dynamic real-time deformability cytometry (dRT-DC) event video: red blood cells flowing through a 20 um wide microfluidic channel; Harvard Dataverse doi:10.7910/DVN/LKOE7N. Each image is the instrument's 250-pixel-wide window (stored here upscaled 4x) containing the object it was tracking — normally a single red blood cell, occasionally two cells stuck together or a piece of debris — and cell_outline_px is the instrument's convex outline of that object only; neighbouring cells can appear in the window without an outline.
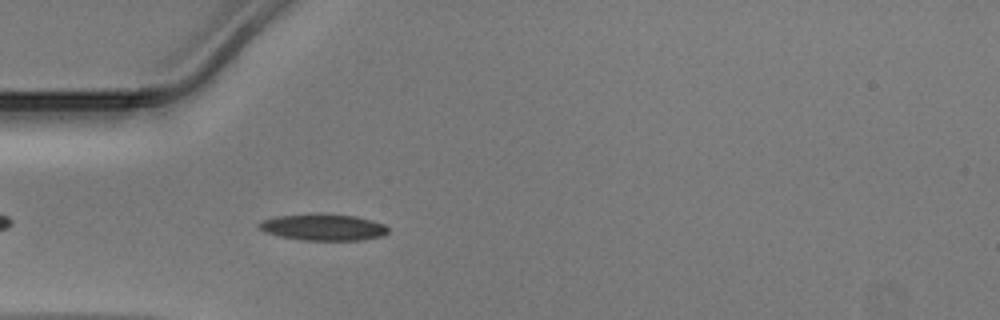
{"species": "Egyptian fruit bat (a non-hibernating species)", "species_latin": "Rousettus aegyptiacus", "temperature_condition": "warm", "stored_images_in_passage": 26, "camera_frame_rate_fps": 3000, "um_per_image_px": 0.085, "animal": {"sex": "male"}, "frame": {"image": 1, "passage_image": 4, "time_ms": 1.0, "image_size_px": [1000, 320], "cell_outline_px": [[388, 232], [384, 236], [360, 240], [304, 240], [280, 236], [264, 232], [256, 224], [260, 220], [276, 216], [316, 212], [324, 212], [356, 216], [372, 220], [384, 224], [388, 228]], "centroid_in_image_um": [27.46, 19.28], "position_along_channel_um": 57.5, "area_um2": 20.46}}
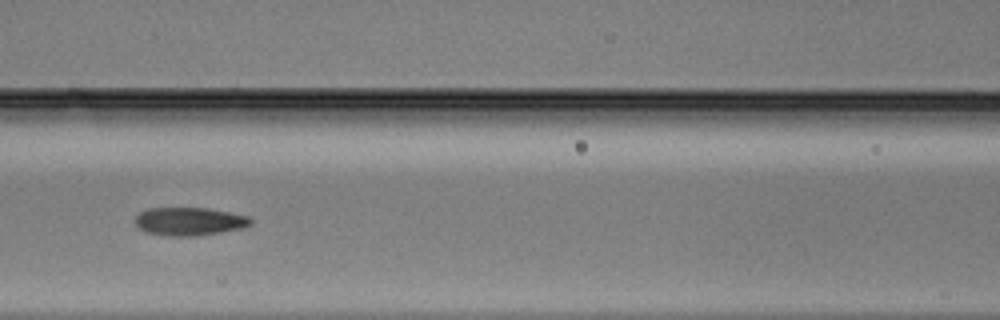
{"frame": {"image": 2, "passage_image": 11, "time_ms": 3.333, "image_size_px": [1000, 320], "cell_outline_px": [[252, 224], [240, 228], [220, 232], [196, 236], [168, 236], [144, 232], [136, 228], [132, 220], [140, 212], [148, 208], [204, 208], [228, 212], [248, 216], [252, 220]], "centroid_in_image_um": [16.0, 18.83], "position_along_channel_um": 150.6, "area_um2": 19.07}}
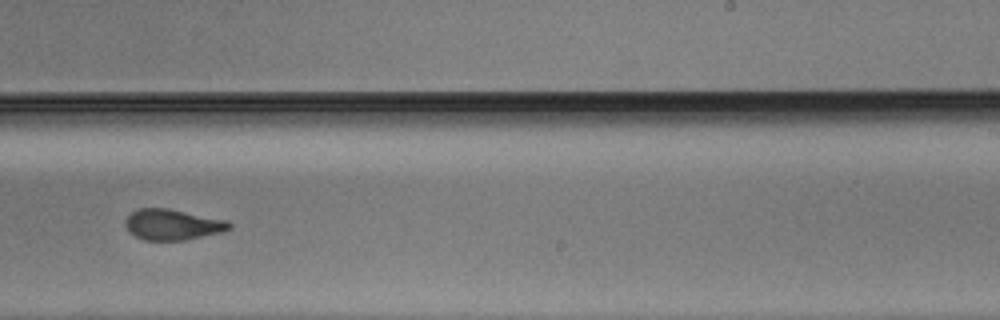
{"frame": {"image": 3, "passage_image": 20, "time_ms": 6.333, "image_size_px": [1000, 320], "cell_outline_px": [[232, 228], [220, 232], [188, 240], [144, 240], [128, 232], [124, 224], [124, 220], [132, 212], [140, 208], [168, 208], [224, 220], [232, 224]], "centroid_in_image_um": [14.62, 19.1], "position_along_channel_um": 274.4, "area_um2": 18.55}}